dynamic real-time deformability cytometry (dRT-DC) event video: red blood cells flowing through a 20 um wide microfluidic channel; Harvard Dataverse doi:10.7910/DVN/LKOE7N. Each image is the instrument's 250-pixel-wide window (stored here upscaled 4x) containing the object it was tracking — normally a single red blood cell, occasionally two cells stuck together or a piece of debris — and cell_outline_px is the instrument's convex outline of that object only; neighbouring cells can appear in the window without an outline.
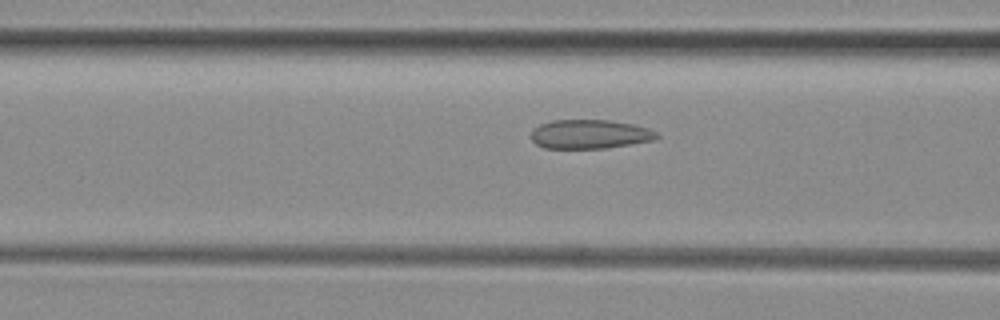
{"species": "common noctule bat (a hibernating species)", "species_latin": "Nyctalus noctula", "temperature_condition": "room temperature", "stored_images_in_passage": 18, "camera_frame_rate_fps": 3000, "um_per_image_px": 0.085, "animal": {"sex": "female", "body_mass_g": 29.2, "forearm_length_mm": 56.3}, "frame": {"image": 1, "passage_image": 6, "time_ms": 1.667, "image_size_px": [1000, 320], "cell_outline_px": [[660, 136], [656, 140], [604, 148], [544, 148], [536, 144], [532, 140], [532, 132], [540, 124], [552, 120], [608, 120], [632, 124], [648, 128], [656, 132]], "centroid_in_image_um": [50.15, 11.4], "position_along_channel_um": 116.4, "area_um2": 21.15}}
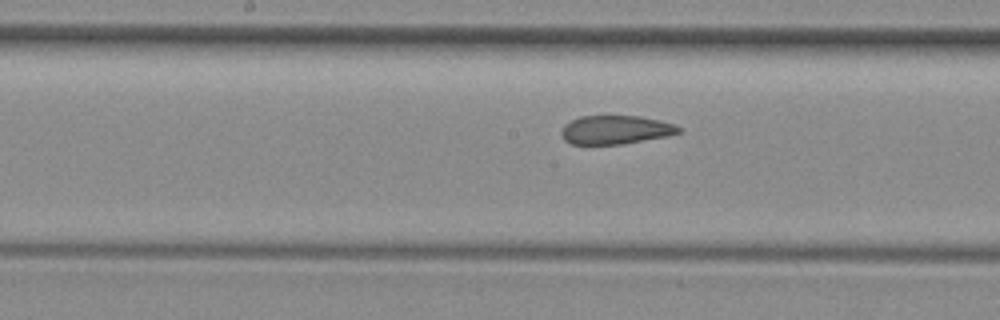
{"frame": {"image": 2, "passage_image": 12, "time_ms": 3.667, "image_size_px": [1000, 320], "cell_outline_px": [[680, 132], [668, 136], [620, 144], [572, 144], [564, 140], [560, 136], [560, 132], [564, 124], [580, 116], [640, 116], [660, 120], [676, 124], [680, 128]], "centroid_in_image_um": [52.3, 11.03], "position_along_channel_um": 195.9, "area_um2": 19.65}}
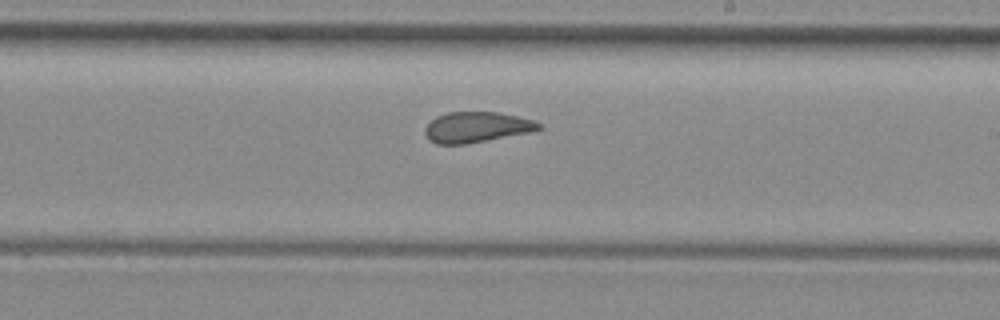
{"frame": {"image": 3, "passage_image": 16, "time_ms": 5.0, "image_size_px": [1000, 320], "cell_outline_px": [[540, 128], [528, 132], [464, 144], [436, 144], [428, 140], [424, 132], [424, 128], [436, 116], [448, 112], [496, 112], [516, 116], [532, 120], [540, 124]], "centroid_in_image_um": [40.42, 10.81], "position_along_channel_um": 248.6, "area_um2": 19.88}}